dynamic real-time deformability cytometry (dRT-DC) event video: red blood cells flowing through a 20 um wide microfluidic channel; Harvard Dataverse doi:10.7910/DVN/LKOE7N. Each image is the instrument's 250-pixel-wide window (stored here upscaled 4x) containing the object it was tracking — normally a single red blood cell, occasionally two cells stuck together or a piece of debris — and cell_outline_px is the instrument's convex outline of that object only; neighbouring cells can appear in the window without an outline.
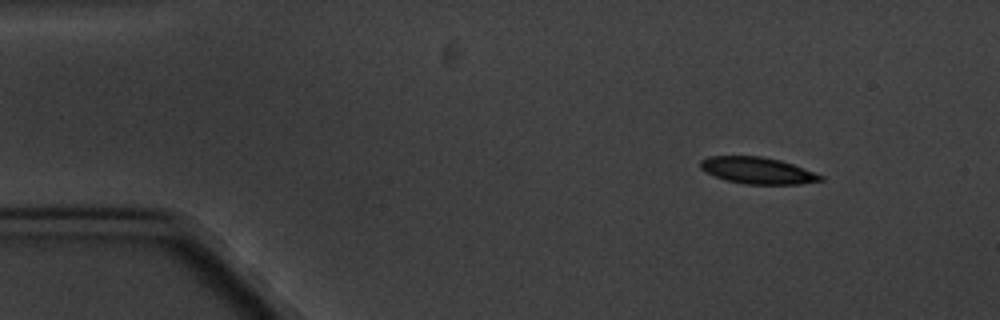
{"species": "common noctule bat (a hibernating species)", "species_latin": "Nyctalus noctula", "temperature_condition": "cold", "stored_images_in_passage": 4, "camera_frame_rate_fps": 3000, "um_per_image_px": 0.085, "animal": {"sex": "male", "body_mass_g": 20.1, "forearm_length_mm": 53.5}, "frame": {"image": 1, "passage_image": 1, "time_ms": 0.0, "image_size_px": [1000, 320], "cell_outline_px": [[824, 180], [800, 184], [744, 184], [728, 180], [704, 172], [700, 168], [700, 160], [712, 156], [760, 156], [780, 160], [792, 164], [824, 176]], "centroid_in_image_um": [64.39, 14.49], "position_along_channel_um": 20.6, "area_um2": 18.5}}
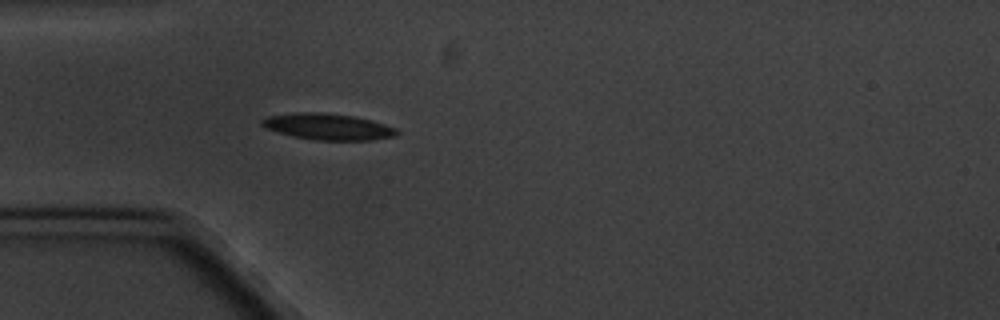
{"frame": {"image": 2, "passage_image": 4, "time_ms": 3.333, "image_size_px": [1000, 320], "cell_outline_px": [[400, 132], [396, 136], [372, 140], [316, 140], [292, 136], [264, 128], [260, 124], [260, 120], [268, 116], [296, 112], [320, 112], [352, 116], [384, 124], [396, 128]], "centroid_in_image_um": [27.84, 10.77], "position_along_channel_um": 57.2, "area_um2": 20.63}}